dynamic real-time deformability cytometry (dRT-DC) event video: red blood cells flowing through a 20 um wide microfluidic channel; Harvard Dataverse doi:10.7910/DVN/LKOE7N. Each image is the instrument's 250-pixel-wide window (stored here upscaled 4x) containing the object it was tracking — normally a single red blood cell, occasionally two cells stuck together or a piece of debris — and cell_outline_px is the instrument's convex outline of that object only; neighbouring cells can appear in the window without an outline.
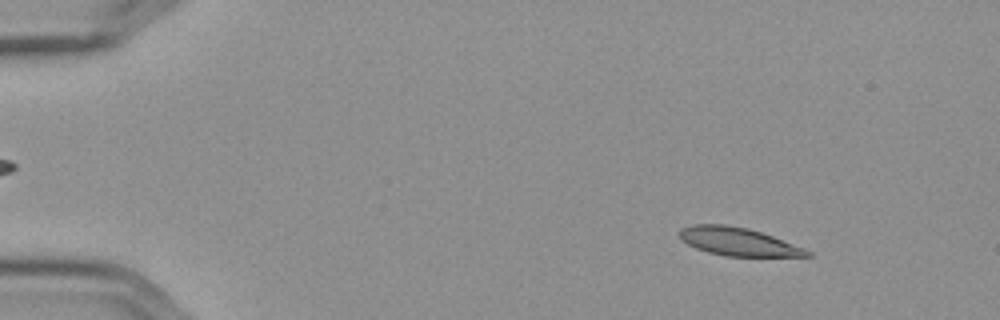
{"species": "Egyptian fruit bat (a non-hibernating species)", "species_latin": "Rousettus aegyptiacus", "temperature_condition": "cold", "stored_images_in_passage": 7, "camera_frame_rate_fps": 3000, "um_per_image_px": 0.085, "frame": {"image": 1, "passage_image": 2, "time_ms": 0.333, "image_size_px": [1000, 320], "cell_outline_px": [[812, 256], [724, 256], [708, 252], [696, 248], [688, 244], [680, 236], [680, 228], [692, 224], [724, 224], [748, 228], [772, 236], [804, 248], [812, 252]], "centroid_in_image_um": [62.73, 20.53], "position_along_channel_um": 22.3, "area_um2": 20.69}}
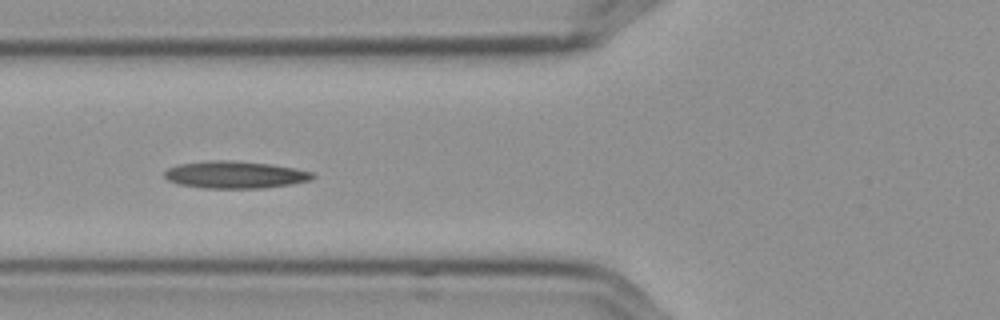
{"frame": {"image": 2, "passage_image": 6, "time_ms": 1.667, "image_size_px": [1000, 320], "cell_outline_px": [[316, 176], [312, 180], [292, 184], [264, 188], [204, 188], [176, 184], [168, 180], [164, 176], [164, 172], [168, 168], [176, 164], [212, 160], [228, 160], [272, 164], [296, 168], [312, 172]], "centroid_in_image_um": [19.98, 14.85], "position_along_channel_um": 105.8, "area_um2": 23.76}}
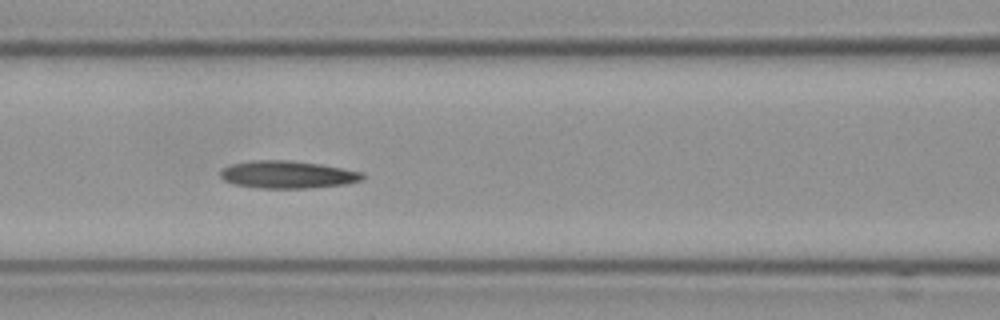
{"frame": {"image": 3, "passage_image": 7, "time_ms": 2.0, "image_size_px": [1000, 320], "cell_outline_px": [[364, 180], [344, 184], [308, 188], [256, 188], [232, 184], [224, 180], [220, 176], [220, 172], [224, 168], [232, 164], [252, 160], [288, 160], [320, 164], [360, 172], [364, 176]], "centroid_in_image_um": [24.4, 14.84], "position_along_channel_um": 142.2, "area_um2": 22.66}}